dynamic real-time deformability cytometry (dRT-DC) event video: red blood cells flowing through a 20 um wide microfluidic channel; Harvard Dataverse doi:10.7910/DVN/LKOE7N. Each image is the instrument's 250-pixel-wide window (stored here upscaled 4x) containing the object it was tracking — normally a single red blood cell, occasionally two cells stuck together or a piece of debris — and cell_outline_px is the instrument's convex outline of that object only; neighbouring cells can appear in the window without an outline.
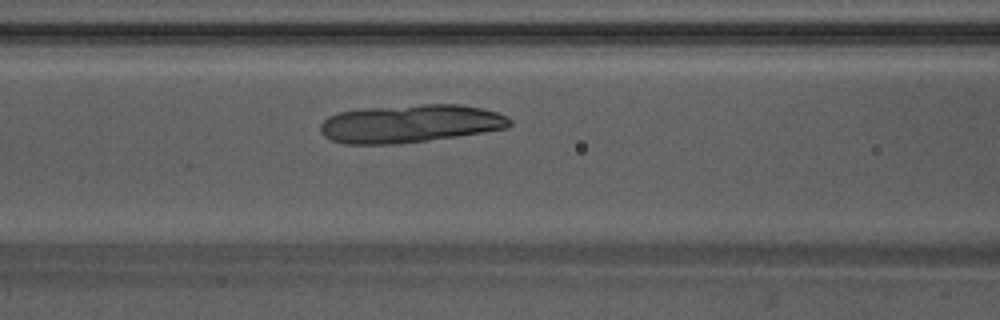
{"species": "Egyptian fruit bat (a non-hibernating species)", "species_latin": "Rousettus aegyptiacus", "temperature_condition": "warm", "stored_images_in_passage": 49, "camera_frame_rate_fps": 3000, "um_per_image_px": 0.085, "animal": {"sex": "male"}, "frame": {"image": 1, "passage_image": 17, "time_ms": 5.333, "image_size_px": [1000, 320], "cell_outline_px": [[512, 124], [508, 128], [456, 136], [428, 140], [396, 144], [344, 144], [332, 140], [324, 136], [320, 132], [320, 124], [328, 116], [340, 112], [364, 108], [424, 104], [460, 104], [480, 108], [496, 112], [508, 116], [512, 120]], "centroid_in_image_um": [34.86, 10.5], "position_along_channel_um": 131.7, "area_um2": 42.02}}
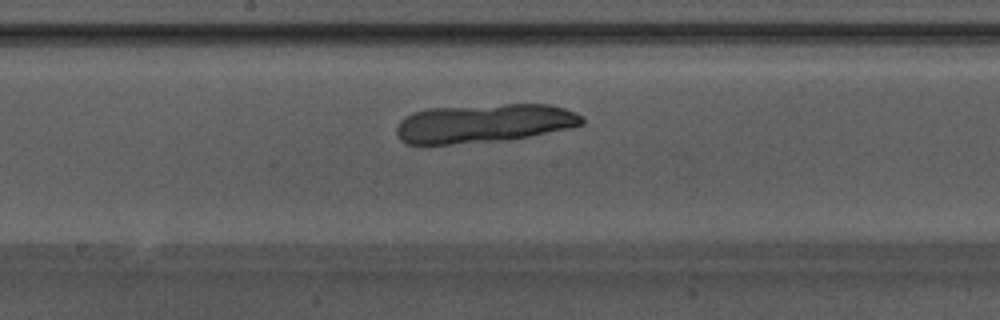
{"frame": {"image": 2, "passage_image": 23, "time_ms": 7.333, "image_size_px": [1000, 320], "cell_outline_px": [[584, 124], [568, 128], [508, 140], [452, 144], [408, 144], [400, 140], [396, 136], [396, 128], [400, 120], [404, 116], [412, 112], [428, 108], [504, 104], [548, 104], [564, 108], [576, 112], [584, 120]], "centroid_in_image_um": [41.08, 10.48], "position_along_channel_um": 207.1, "area_um2": 42.02}}
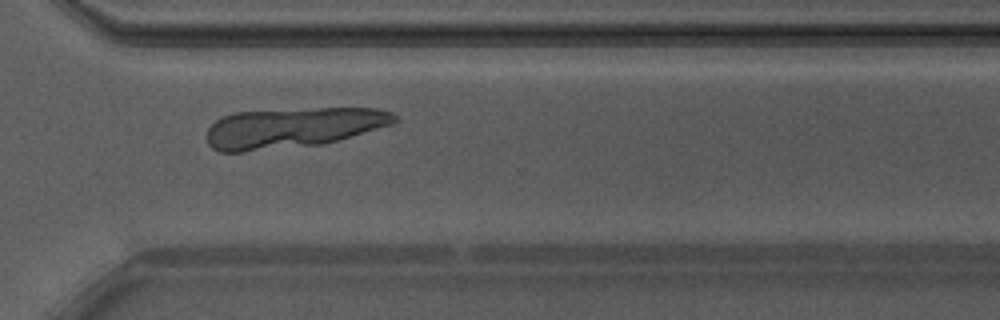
{"frame": {"image": 3, "passage_image": 34, "time_ms": 11.0, "image_size_px": [1000, 320], "cell_outline_px": [[396, 120], [392, 124], [336, 140], [320, 144], [244, 152], [220, 152], [212, 148], [208, 144], [204, 136], [208, 128], [216, 120], [224, 116], [236, 112], [320, 108], [380, 108], [392, 112], [396, 116]], "centroid_in_image_um": [24.82, 10.85], "position_along_channel_um": 345.8, "area_um2": 43.81}}